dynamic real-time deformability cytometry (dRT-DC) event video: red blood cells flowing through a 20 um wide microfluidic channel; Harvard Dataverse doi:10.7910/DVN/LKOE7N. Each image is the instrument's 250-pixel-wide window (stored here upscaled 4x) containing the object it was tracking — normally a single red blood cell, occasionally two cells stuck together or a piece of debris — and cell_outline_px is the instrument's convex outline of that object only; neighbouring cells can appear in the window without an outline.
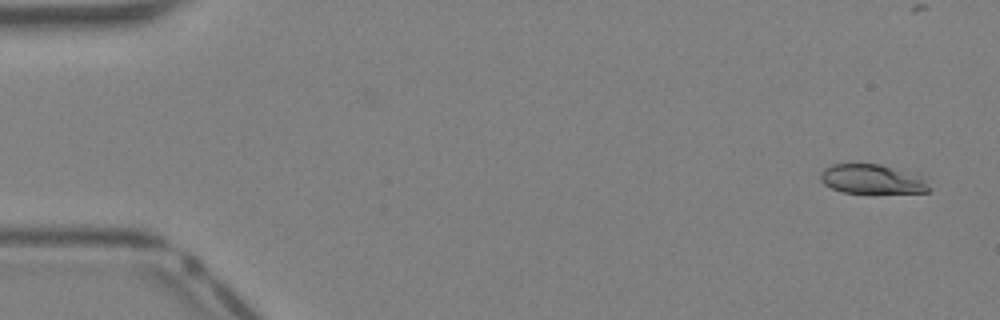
{"species": "Egyptian fruit bat (a non-hibernating species)", "species_latin": "Rousettus aegyptiacus", "temperature_condition": "warm", "stored_images_in_passage": 31, "camera_frame_rate_fps": 3000, "um_per_image_px": 0.085, "animal": {"sex": "female"}, "frame": {"image": 1, "passage_image": 1, "time_ms": 0.0, "image_size_px": [1000, 320], "cell_outline_px": [[932, 188], [928, 192], [844, 192], [832, 188], [824, 184], [820, 180], [820, 172], [824, 168], [832, 164], [880, 164], [920, 176]], "centroid_in_image_um": [74.08, 15.22], "position_along_channel_um": 10.9, "area_um2": 18.21}}
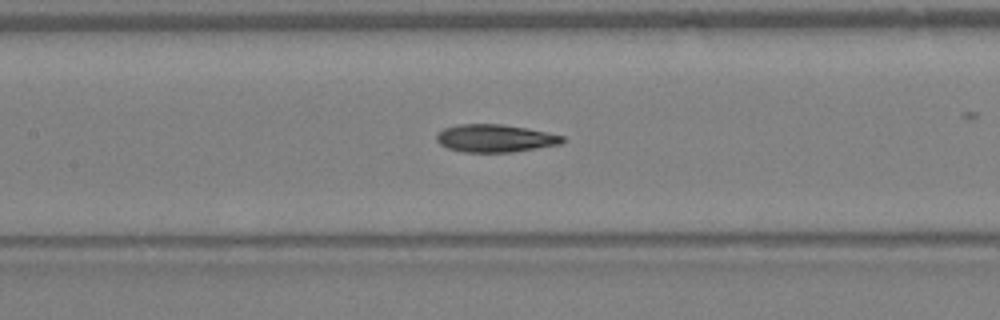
{"frame": {"image": 2, "passage_image": 18, "time_ms": 5.667, "image_size_px": [1000, 320], "cell_outline_px": [[564, 140], [560, 144], [512, 152], [464, 152], [448, 148], [440, 144], [436, 140], [436, 136], [444, 128], [456, 124], [500, 124], [524, 128], [564, 136]], "centroid_in_image_um": [42.04, 11.75], "position_along_channel_um": 165.4, "area_um2": 20.06}}
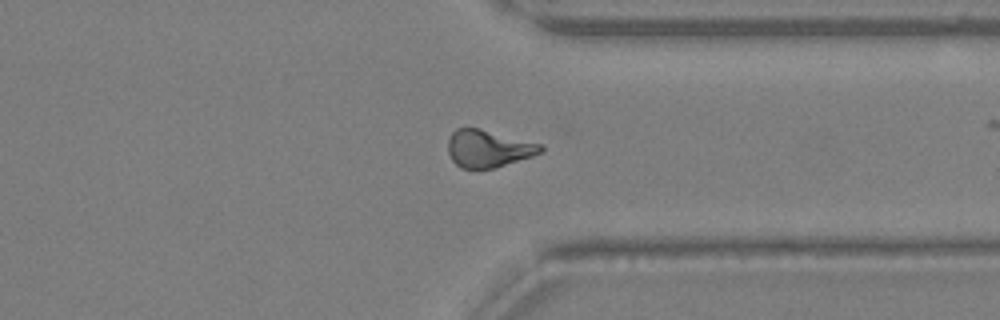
{"frame": {"image": 3, "passage_image": 30, "time_ms": 9.667, "image_size_px": [1000, 320], "cell_outline_px": [[544, 152], [496, 168], [460, 168], [452, 160], [448, 152], [448, 140], [452, 132], [456, 128], [480, 128], [544, 144]], "centroid_in_image_um": [41.54, 12.62], "position_along_channel_um": 369.9, "area_um2": 20.4}}